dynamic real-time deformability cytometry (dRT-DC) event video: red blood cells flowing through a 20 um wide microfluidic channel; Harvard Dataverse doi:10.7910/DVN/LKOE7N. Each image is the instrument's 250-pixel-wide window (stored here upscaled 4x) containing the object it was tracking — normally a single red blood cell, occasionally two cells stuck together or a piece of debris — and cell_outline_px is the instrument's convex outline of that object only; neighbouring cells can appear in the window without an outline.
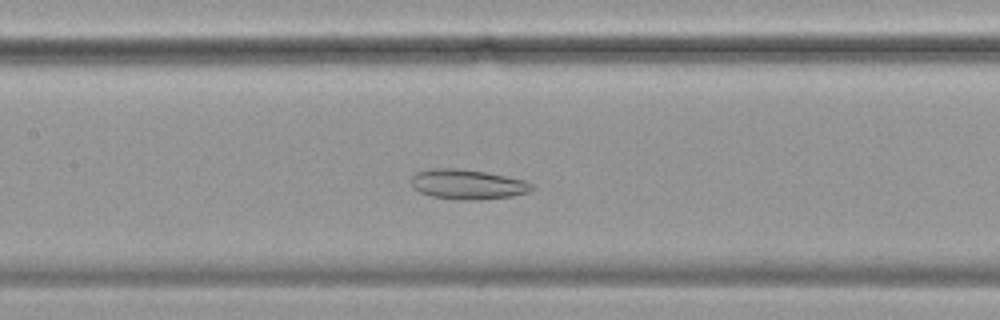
{"species": "common noctule bat (a hibernating species)", "species_latin": "Nyctalus noctula", "temperature_condition": "cold", "stored_images_in_passage": 56, "camera_frame_rate_fps": 3000, "um_per_image_px": 0.085, "animal": {"sex": "female", "body_mass_g": 19.9}, "frame": {"image": 1, "passage_image": 24, "time_ms": 7.667, "image_size_px": [1000, 320], "cell_outline_px": [[536, 188], [528, 192], [512, 196], [476, 200], [468, 200], [432, 196], [420, 192], [412, 188], [412, 176], [416, 172], [432, 168], [456, 168], [484, 172], [524, 180], [532, 184]], "centroid_in_image_um": [39.74, 15.66], "position_along_channel_um": 167.7, "area_um2": 20.81}}
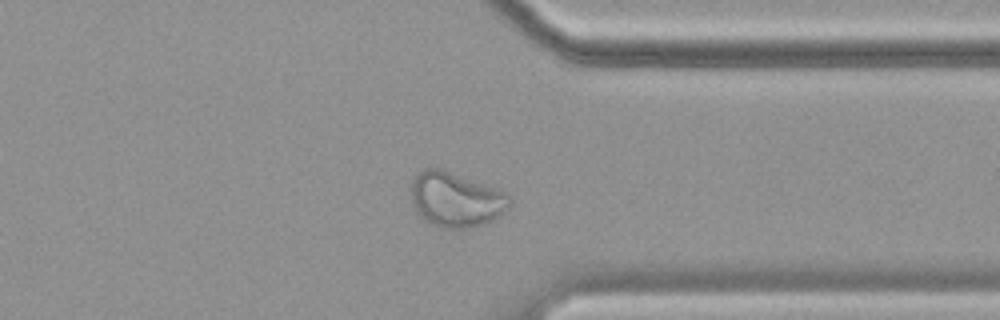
{"frame": {"image": 2, "passage_image": 42, "time_ms": 13.667, "image_size_px": [1000, 320], "cell_outline_px": [[512, 204], [504, 212], [492, 220], [484, 224], [464, 228], [444, 228], [428, 224], [416, 212], [412, 204], [412, 180], [416, 172], [424, 168], [440, 168], [500, 188], [508, 192], [512, 196]], "centroid_in_image_um": [38.78, 16.94], "position_along_channel_um": 372.6, "area_um2": 32.14}}
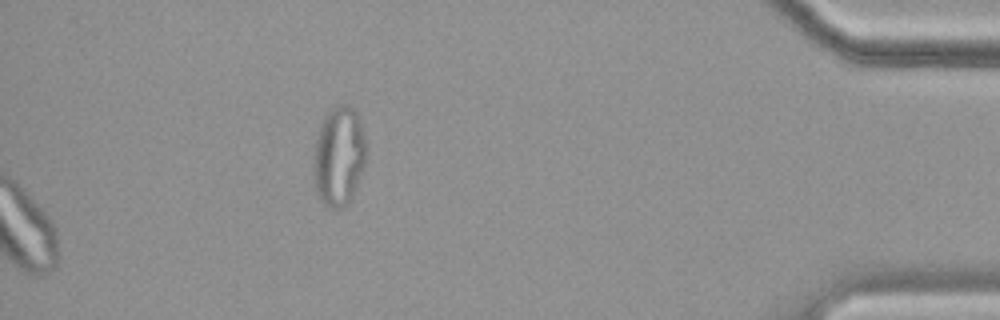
{"frame": {"image": 3, "passage_image": 56, "time_ms": 18.333, "image_size_px": [1000, 320], "cell_outline_px": [[364, 164], [352, 200], [344, 208], [332, 208], [324, 204], [320, 200], [316, 192], [312, 164], [316, 140], [324, 116], [332, 108], [340, 104], [348, 104], [360, 116], [364, 136]], "centroid_in_image_um": [28.79, 13.3], "position_along_channel_um": 406.4, "area_um2": 30.58}}